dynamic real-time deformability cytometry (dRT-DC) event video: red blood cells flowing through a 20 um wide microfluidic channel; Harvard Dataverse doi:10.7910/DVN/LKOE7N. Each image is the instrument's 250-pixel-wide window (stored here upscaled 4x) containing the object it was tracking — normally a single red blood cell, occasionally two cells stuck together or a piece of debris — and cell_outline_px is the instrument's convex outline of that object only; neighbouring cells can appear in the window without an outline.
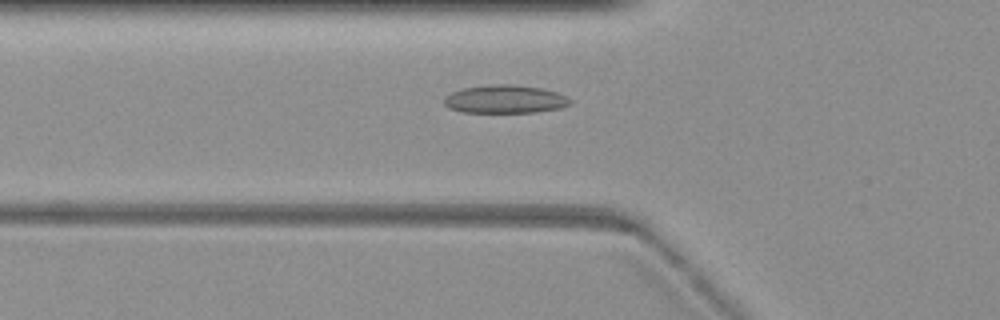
{"species": "common noctule bat (a hibernating species)", "species_latin": "Nyctalus noctula", "temperature_condition": "warm", "stored_images_in_passage": 70, "camera_frame_rate_fps": 3000, "um_per_image_px": 0.085, "animal": {"sex": "female", "body_mass_g": 19.3, "forearm_length_mm": 54.1}, "frame": {"image": 1, "passage_image": 24, "time_ms": 7.667, "image_size_px": [1000, 320], "cell_outline_px": [[572, 104], [560, 108], [536, 112], [464, 112], [448, 108], [444, 104], [444, 96], [452, 92], [464, 88], [488, 84], [512, 84], [540, 88], [556, 92], [572, 100]], "centroid_in_image_um": [42.91, 8.43], "position_along_channel_um": 82.9, "area_um2": 20.69}}
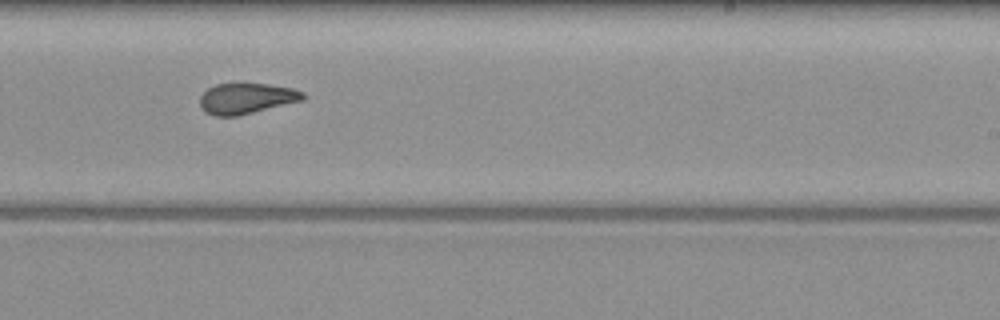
{"frame": {"image": 2, "passage_image": 43, "time_ms": 14.0, "image_size_px": [1000, 320], "cell_outline_px": [[304, 100], [236, 116], [212, 116], [204, 112], [200, 104], [200, 96], [208, 88], [216, 84], [236, 80], [268, 84], [292, 88], [304, 92]], "centroid_in_image_um": [20.91, 8.32], "position_along_channel_um": 268.1, "area_um2": 19.07}}
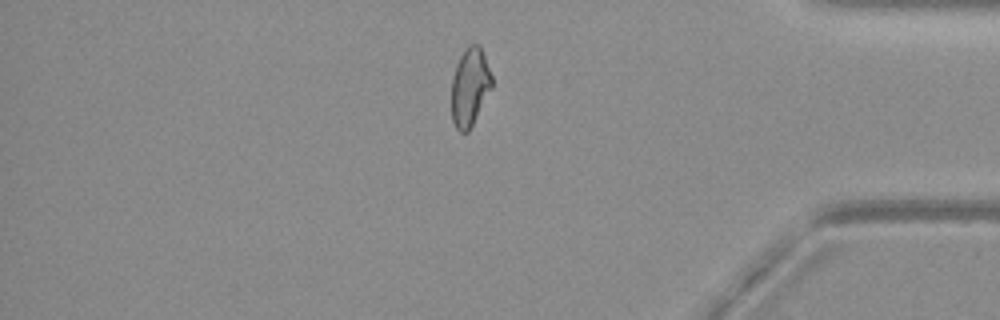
{"frame": {"image": 3, "passage_image": 59, "time_ms": 19.333, "image_size_px": [1000, 320], "cell_outline_px": [[492, 88], [468, 132], [460, 132], [456, 128], [452, 120], [452, 76], [456, 64], [464, 48], [468, 44], [480, 44], [492, 76]], "centroid_in_image_um": [39.94, 7.36], "position_along_channel_um": 395.3, "area_um2": 18.44}}